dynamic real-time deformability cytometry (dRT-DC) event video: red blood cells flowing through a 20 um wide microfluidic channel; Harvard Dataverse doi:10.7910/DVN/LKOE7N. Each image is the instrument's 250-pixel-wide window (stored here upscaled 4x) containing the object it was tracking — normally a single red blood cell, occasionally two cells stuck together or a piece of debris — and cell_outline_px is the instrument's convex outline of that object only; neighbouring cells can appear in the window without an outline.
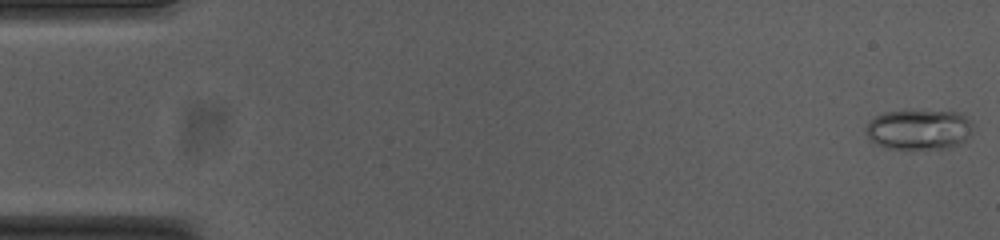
{"species": "common noctule bat (a hibernating species)", "species_latin": "Nyctalus noctula", "temperature_condition": "cold", "stored_images_in_passage": 18, "camera_frame_rate_fps": 3000, "um_per_image_px": 0.085, "animal": {"sex": "female", "body_mass_g": 23.0, "forearm_length_mm": 53.4}, "frame": {"image": 1, "passage_image": 1, "time_ms": 0.0, "image_size_px": [1000, 240], "cell_outline_px": [[972, 136], [956, 144], [944, 148], [888, 148], [876, 144], [868, 140], [864, 132], [864, 128], [868, 120], [884, 112], [960, 112], [972, 120]], "centroid_in_image_um": [78.07, 11.01], "position_along_channel_um": 6.9, "area_um2": 24.97}}